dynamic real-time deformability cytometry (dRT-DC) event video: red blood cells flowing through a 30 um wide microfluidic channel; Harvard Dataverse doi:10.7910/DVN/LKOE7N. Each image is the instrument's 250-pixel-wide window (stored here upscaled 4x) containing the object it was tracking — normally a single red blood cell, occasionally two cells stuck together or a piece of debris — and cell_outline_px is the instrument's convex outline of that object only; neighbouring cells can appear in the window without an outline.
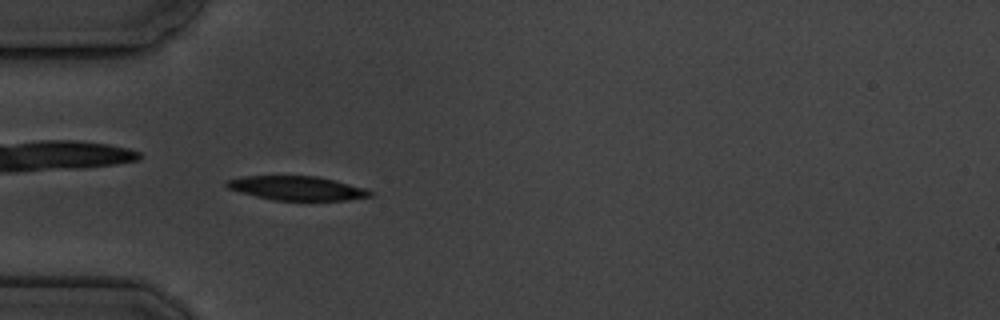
{"species": "common noctule bat (a hibernating species)", "species_latin": "Nyctalus noctula", "temperature_condition": "cold", "stored_images_in_passage": 6, "camera_frame_rate_fps": 3000, "um_per_image_px": 0.085, "animal": {"sex": "male", "body_mass_g": 19.5, "forearm_length_mm": 54.6}, "frame": {"image": 1, "passage_image": 6, "time_ms": 5.667, "image_size_px": [1000, 320], "cell_outline_px": [[372, 196], [348, 200], [272, 200], [240, 192], [228, 188], [224, 184], [228, 180], [244, 176], [316, 176], [336, 180], [364, 188], [372, 192]], "centroid_in_image_um": [25.24, 15.99], "position_along_channel_um": 59.8, "area_um2": 20.0}}